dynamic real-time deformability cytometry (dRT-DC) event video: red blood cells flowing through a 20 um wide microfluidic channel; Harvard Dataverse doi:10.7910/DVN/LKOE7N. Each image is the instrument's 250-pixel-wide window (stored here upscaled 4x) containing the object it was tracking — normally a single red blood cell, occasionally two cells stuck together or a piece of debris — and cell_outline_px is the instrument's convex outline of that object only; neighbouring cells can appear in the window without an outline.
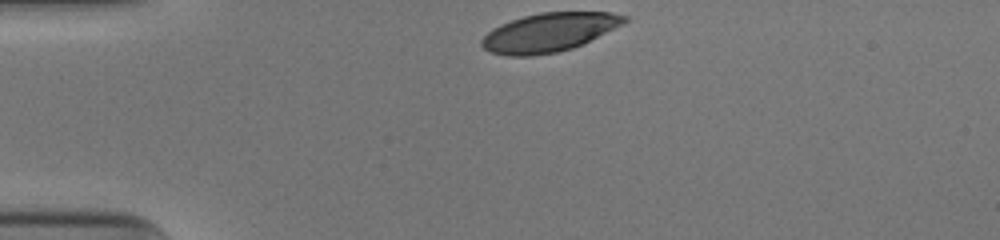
{"species": "human", "species_latin": "Homo sapiens", "temperature_condition": "cold", "stored_images_in_passage": 31, "camera_frame_rate_fps": 3000, "um_per_image_px": 0.085, "donor": {"sex": "male"}, "frame": {"image": 1, "passage_image": 1, "time_ms": 0.0, "image_size_px": [1000, 240], "cell_outline_px": [[628, 20], [624, 24], [584, 44], [572, 48], [556, 52], [532, 56], [508, 56], [492, 52], [484, 48], [480, 44], [480, 40], [492, 28], [500, 24], [524, 16], [540, 12], [612, 12], [628, 16]], "centroid_in_image_um": [46.7, 2.75], "position_along_channel_um": 38.3, "area_um2": 32.37}}
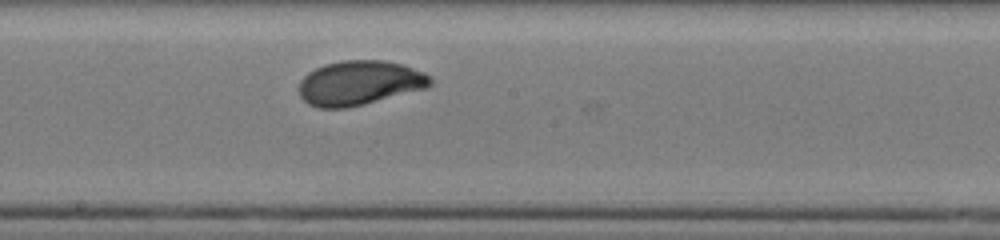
{"frame": {"image": 2, "passage_image": 18, "time_ms": 5.667, "image_size_px": [1000, 240], "cell_outline_px": [[432, 84], [424, 88], [364, 104], [348, 108], [320, 108], [308, 104], [300, 96], [296, 88], [300, 80], [308, 72], [324, 64], [344, 60], [384, 60], [400, 64], [424, 72], [432, 80]], "centroid_in_image_um": [30.48, 7.05], "position_along_channel_um": 217.7, "area_um2": 33.99}}
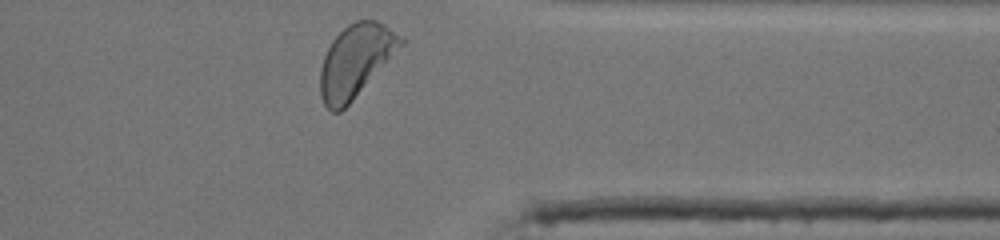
{"frame": {"image": 3, "passage_image": 31, "time_ms": 10.0, "image_size_px": [1000, 240], "cell_outline_px": [[408, 40], [352, 100], [340, 112], [332, 112], [324, 104], [320, 96], [320, 68], [324, 56], [332, 40], [348, 24], [356, 20], [376, 20], [384, 24], [404, 36]], "centroid_in_image_um": [30.25, 5.14], "position_along_channel_um": 381.2, "area_um2": 33.99}, "authors_computed_cell_mechanics": {"area_um2": 33.4662, "velocity_mm_per_s": 3.9157, "shape_relaxation_time_tau1_ms": 2.9277, "shape_relaxation_time_tau2_ms": null, "deformation_change_tau1": 0.1537, "deformation_change_tau2": null}}